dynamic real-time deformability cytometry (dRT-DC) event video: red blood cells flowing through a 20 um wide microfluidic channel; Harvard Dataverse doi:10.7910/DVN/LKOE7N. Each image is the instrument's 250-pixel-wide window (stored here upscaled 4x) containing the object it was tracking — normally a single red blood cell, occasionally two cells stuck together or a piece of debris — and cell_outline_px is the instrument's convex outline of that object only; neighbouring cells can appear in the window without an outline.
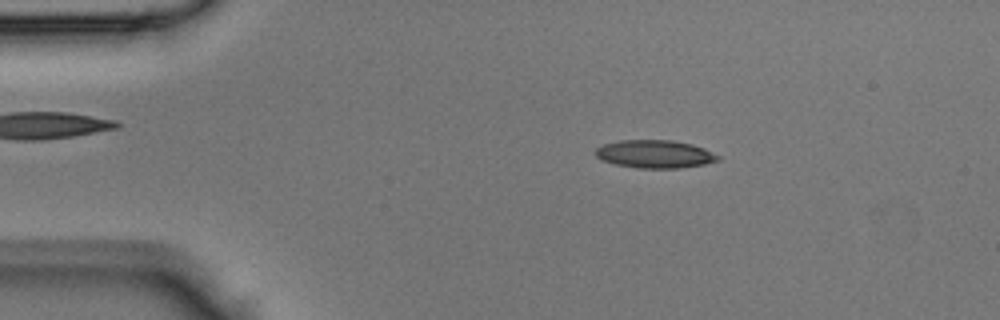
{"species": "Egyptian fruit bat (a non-hibernating species)", "species_latin": "Rousettus aegyptiacus", "temperature_condition": "room temperature", "stored_images_in_passage": 40, "camera_frame_rate_fps": 3000, "um_per_image_px": 0.085, "animal": {"sex": "male"}, "frame": {"image": 1, "passage_image": 4, "time_ms": 1.0, "image_size_px": [1000, 320], "cell_outline_px": [[720, 160], [704, 164], [680, 168], [636, 168], [616, 164], [600, 160], [592, 152], [596, 148], [604, 144], [616, 140], [672, 140], [692, 144], [704, 148], [720, 156]], "centroid_in_image_um": [55.63, 13.09], "position_along_channel_um": 29.4, "area_um2": 20.17}}
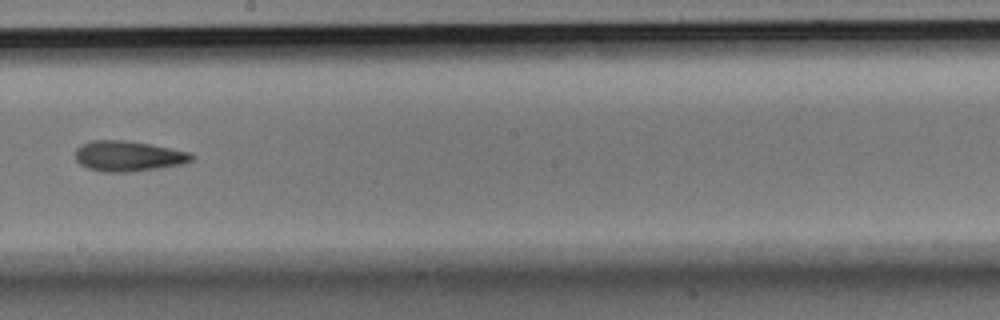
{"frame": {"image": 2, "passage_image": 21, "time_ms": 6.667, "image_size_px": [1000, 320], "cell_outline_px": [[196, 156], [192, 160], [184, 164], [128, 172], [104, 172], [88, 168], [80, 164], [76, 160], [76, 148], [80, 144], [92, 140], [128, 140], [192, 152]], "centroid_in_image_um": [10.92, 13.26], "position_along_channel_um": 237.3, "area_um2": 20.75}}
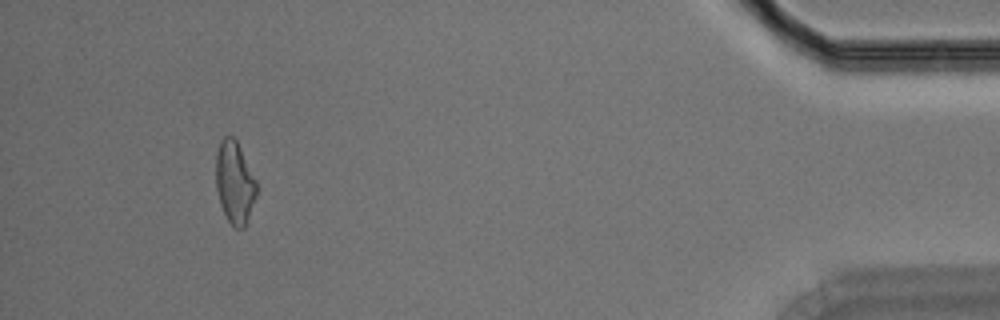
{"frame": {"image": 3, "passage_image": 37, "time_ms": 12.0, "image_size_px": [1000, 320], "cell_outline_px": [[256, 196], [244, 228], [236, 228], [228, 220], [220, 204], [216, 188], [216, 152], [220, 140], [224, 136], [232, 136], [236, 140], [256, 180]], "centroid_in_image_um": [19.93, 15.49], "position_along_channel_um": 415.3, "area_um2": 19.25}}